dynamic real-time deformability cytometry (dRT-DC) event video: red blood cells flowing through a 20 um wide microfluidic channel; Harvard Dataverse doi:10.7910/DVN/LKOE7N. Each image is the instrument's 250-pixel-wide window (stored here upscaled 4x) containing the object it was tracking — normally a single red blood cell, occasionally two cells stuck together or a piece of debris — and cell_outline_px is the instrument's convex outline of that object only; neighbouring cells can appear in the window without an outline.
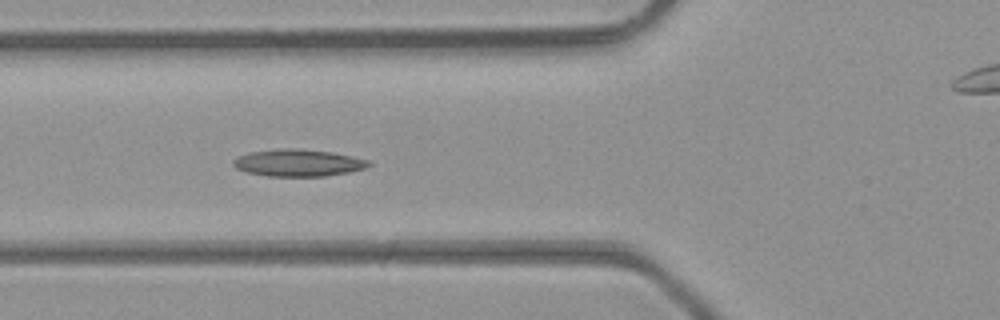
{"species": "common noctule bat (a hibernating species)", "species_latin": "Nyctalus noctula", "temperature_condition": "room temperature", "stored_images_in_passage": 23, "camera_frame_rate_fps": 3000, "um_per_image_px": 0.085, "animal": {"sex": "male", "body_mass_g": 23.1, "forearm_length_mm": 52.7}, "frame": {"image": 1, "passage_image": 7, "time_ms": 2.0, "image_size_px": [1000, 320], "cell_outline_px": [[372, 164], [364, 168], [348, 172], [324, 176], [268, 176], [248, 172], [236, 168], [232, 164], [232, 160], [236, 156], [248, 152], [280, 148], [296, 148], [332, 152], [352, 156], [368, 160]], "centroid_in_image_um": [25.3, 13.83], "position_along_channel_um": 100.5, "area_um2": 21.39}}